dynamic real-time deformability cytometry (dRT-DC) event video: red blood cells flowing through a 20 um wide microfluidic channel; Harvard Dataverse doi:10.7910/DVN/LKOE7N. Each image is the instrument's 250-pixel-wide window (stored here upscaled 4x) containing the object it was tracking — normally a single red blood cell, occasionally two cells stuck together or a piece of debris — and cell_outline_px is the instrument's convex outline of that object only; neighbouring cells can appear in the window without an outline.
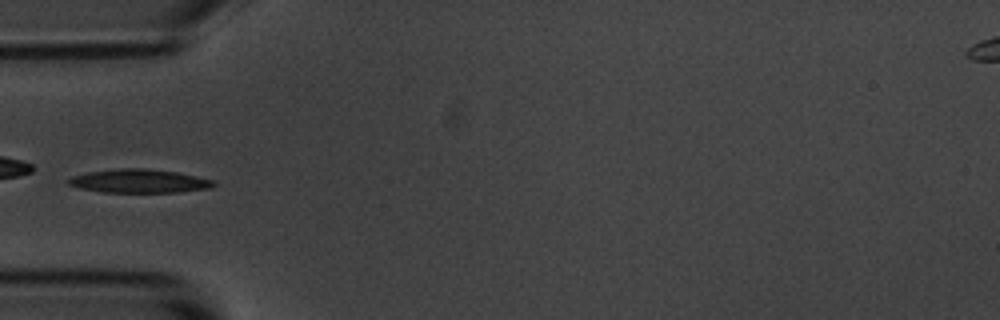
{"species": "common noctule bat (a hibernating species)", "species_latin": "Nyctalus noctula", "temperature_condition": "room temperature", "stored_images_in_passage": 4, "camera_frame_rate_fps": 3000, "um_per_image_px": 0.085, "animal": {"sex": "male", "body_mass_g": 20.1, "forearm_length_mm": 53.5}, "frame": {"image": 1, "passage_image": 4, "time_ms": 3.333, "image_size_px": [1000, 320], "cell_outline_px": [[216, 184], [208, 188], [180, 192], [104, 192], [80, 188], [68, 184], [64, 180], [72, 176], [88, 172], [124, 168], [144, 168], [176, 172], [196, 176], [212, 180]], "centroid_in_image_um": [11.78, 15.39], "position_along_channel_um": 73.2, "area_um2": 19.77}}